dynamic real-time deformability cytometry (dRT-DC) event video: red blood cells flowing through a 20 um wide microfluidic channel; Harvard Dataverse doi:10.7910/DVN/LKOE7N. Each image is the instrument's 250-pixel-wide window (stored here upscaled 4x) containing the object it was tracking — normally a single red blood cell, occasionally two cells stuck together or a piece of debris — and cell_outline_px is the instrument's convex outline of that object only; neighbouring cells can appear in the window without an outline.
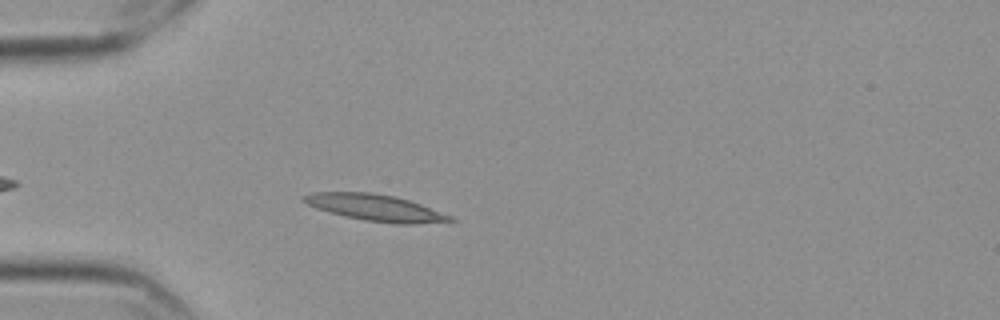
{"species": "Egyptian fruit bat (a non-hibernating species)", "species_latin": "Rousettus aegyptiacus", "temperature_condition": "cold", "stored_images_in_passage": 40, "camera_frame_rate_fps": 3000, "um_per_image_px": 0.085, "frame": {"image": 1, "passage_image": 6, "time_ms": 1.667, "image_size_px": [1000, 320], "cell_outline_px": [[456, 220], [412, 224], [396, 224], [364, 220], [344, 216], [316, 208], [300, 200], [300, 196], [312, 192], [372, 192], [396, 196], [420, 204], [452, 216]], "centroid_in_image_um": [31.85, 17.64], "position_along_channel_um": 53.2, "area_um2": 22.54}}
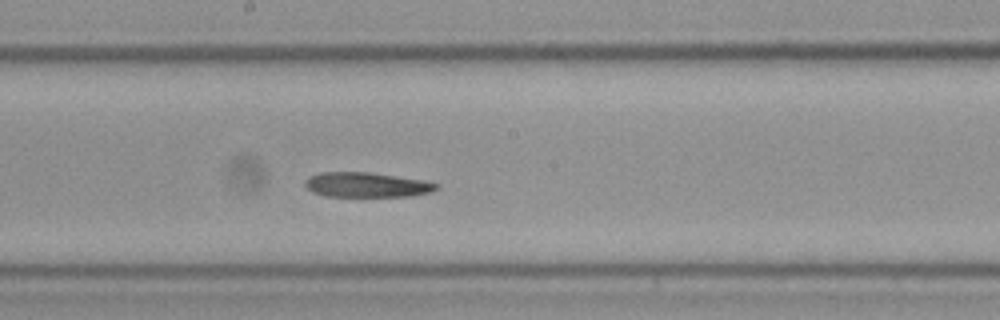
{"frame": {"image": 2, "passage_image": 21, "time_ms": 6.667, "image_size_px": [1000, 320], "cell_outline_px": [[440, 188], [432, 192], [408, 196], [324, 196], [312, 192], [304, 184], [304, 180], [308, 176], [320, 172], [368, 172], [424, 180], [440, 184]], "centroid_in_image_um": [31.16, 15.7], "position_along_channel_um": 217.0, "area_um2": 19.13}}
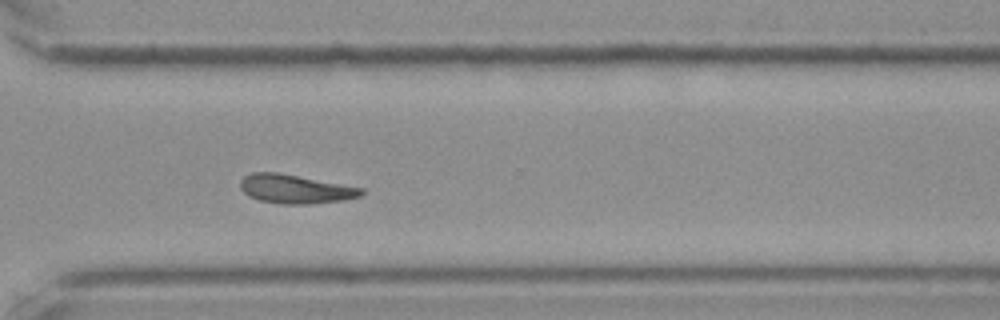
{"frame": {"image": 3, "passage_image": 32, "time_ms": 10.333, "image_size_px": [1000, 320], "cell_outline_px": [[364, 192], [360, 196], [344, 200], [308, 204], [280, 204], [260, 200], [248, 196], [240, 188], [240, 180], [244, 176], [252, 172], [276, 172], [364, 188]], "centroid_in_image_um": [25.08, 16.07], "position_along_channel_um": 345.5, "area_um2": 20.29}}